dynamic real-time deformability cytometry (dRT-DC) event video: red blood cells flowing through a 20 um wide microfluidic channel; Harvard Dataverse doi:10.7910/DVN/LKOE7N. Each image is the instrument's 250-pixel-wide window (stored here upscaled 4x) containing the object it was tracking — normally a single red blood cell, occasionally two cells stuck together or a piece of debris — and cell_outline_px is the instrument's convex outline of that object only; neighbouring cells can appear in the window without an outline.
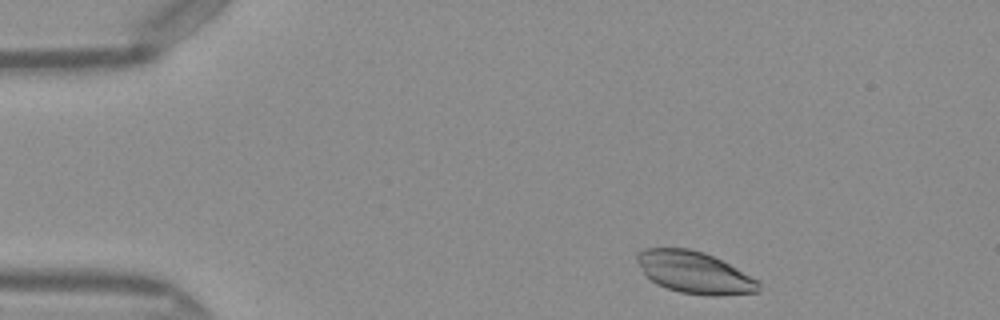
{"species": "Egyptian fruit bat (a non-hibernating species)", "species_latin": "Rousettus aegyptiacus", "temperature_condition": "warm", "stored_images_in_passage": 44, "camera_frame_rate_fps": 3000, "um_per_image_px": 0.085, "frame": {"image": 1, "passage_image": 2, "time_ms": 0.333, "image_size_px": [1000, 320], "cell_outline_px": [[760, 292], [720, 296], [712, 296], [680, 292], [656, 284], [644, 272], [636, 260], [636, 252], [644, 248], [688, 248], [704, 252], [736, 268], [756, 280], [760, 284]], "centroid_in_image_um": [59.01, 23.16], "position_along_channel_um": 26.0, "area_um2": 29.42}}
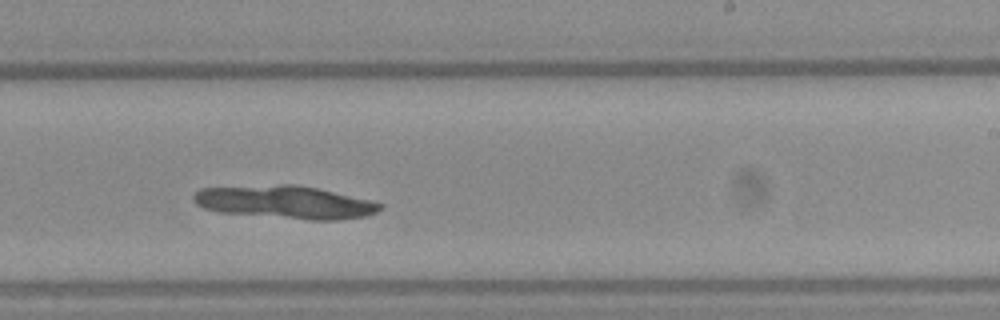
{"frame": {"image": 2, "passage_image": 25, "time_ms": 8.0, "image_size_px": [1000, 320], "cell_outline_px": [[384, 204], [376, 212], [368, 216], [340, 220], [308, 220], [220, 212], [204, 208], [196, 204], [192, 196], [200, 188], [280, 184], [296, 184], [316, 188], [368, 200]], "centroid_in_image_um": [24.22, 17.19], "position_along_channel_um": 264.8, "area_um2": 35.66}}
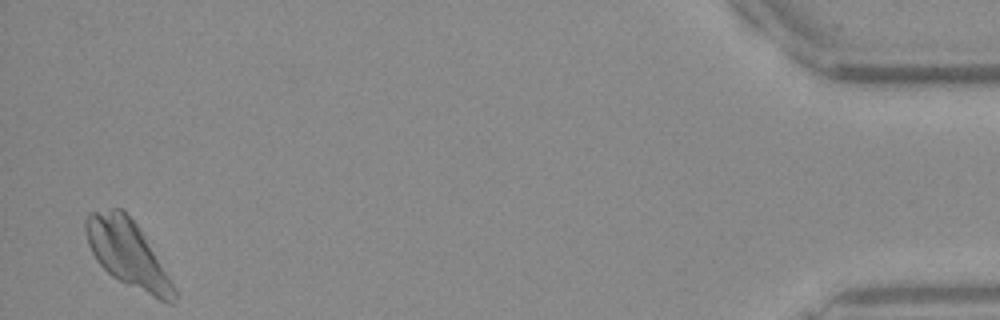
{"frame": {"image": 3, "passage_image": 43, "time_ms": 14.0, "image_size_px": [1000, 320], "cell_outline_px": [[176, 300], [172, 304], [168, 304], [112, 276], [96, 260], [88, 244], [84, 228], [84, 220], [88, 212], [112, 208], [120, 208], [136, 224], [144, 236], [176, 288]], "centroid_in_image_um": [10.82, 21.53], "position_along_channel_um": 424.4, "area_um2": 33.7}}